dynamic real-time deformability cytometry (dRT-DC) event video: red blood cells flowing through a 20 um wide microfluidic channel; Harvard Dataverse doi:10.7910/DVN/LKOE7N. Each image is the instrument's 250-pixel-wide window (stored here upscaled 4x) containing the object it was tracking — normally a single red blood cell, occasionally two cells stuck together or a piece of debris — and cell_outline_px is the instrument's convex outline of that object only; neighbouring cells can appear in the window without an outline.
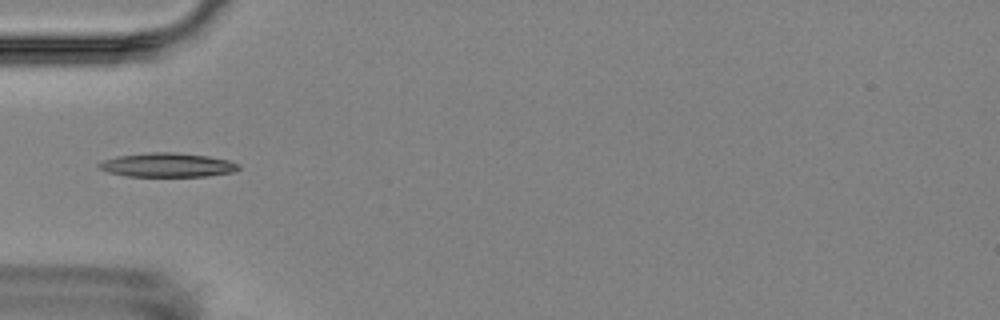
{"species": "Egyptian fruit bat (a non-hibernating species)", "species_latin": "Rousettus aegyptiacus", "temperature_condition": "room temperature", "stored_images_in_passage": 2, "camera_frame_rate_fps": 3000, "um_per_image_px": 0.085, "animal": {"sex": "female"}, "frame": {"image": 1, "passage_image": 2, "time_ms": 1.0, "image_size_px": [1000, 320], "cell_outline_px": [[240, 168], [232, 172], [204, 176], [128, 176], [108, 172], [100, 168], [96, 164], [104, 160], [116, 156], [148, 152], [176, 152], [208, 156], [228, 160], [240, 164]], "centroid_in_image_um": [14.22, 14.01], "position_along_channel_um": 70.8, "area_um2": 19.54}}